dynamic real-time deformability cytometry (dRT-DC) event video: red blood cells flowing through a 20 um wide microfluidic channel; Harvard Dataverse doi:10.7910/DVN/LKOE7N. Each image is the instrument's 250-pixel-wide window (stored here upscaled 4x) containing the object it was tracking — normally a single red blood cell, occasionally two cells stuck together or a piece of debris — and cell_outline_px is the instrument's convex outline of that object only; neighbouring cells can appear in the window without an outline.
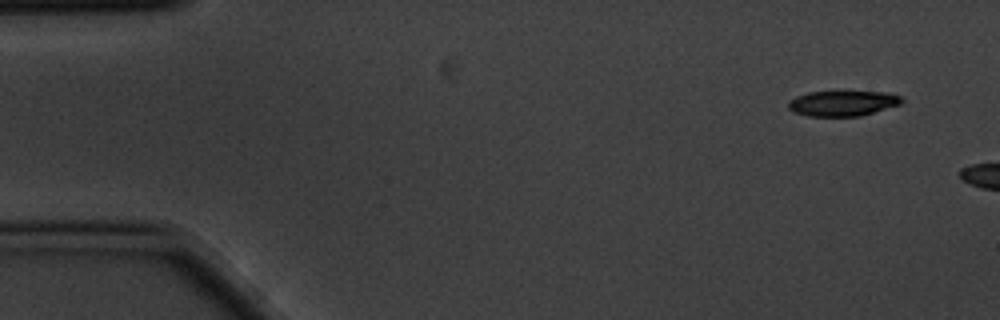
{"species": "common noctule bat (a hibernating species)", "species_latin": "Nyctalus noctula", "temperature_condition": "cold", "stored_images_in_passage": 3, "camera_frame_rate_fps": 3000, "um_per_image_px": 0.085, "animal": {"sex": "male", "body_mass_g": 20.1, "forearm_length_mm": 53.5}, "frame": {"image": 1, "passage_image": 1, "time_ms": 0.0, "image_size_px": [1000, 320], "cell_outline_px": [[904, 100], [900, 104], [860, 116], [808, 116], [792, 112], [788, 108], [788, 104], [796, 96], [808, 92], [892, 92], [900, 96]], "centroid_in_image_um": [71.63, 8.78], "position_along_channel_um": 13.4, "area_um2": 16.65}}